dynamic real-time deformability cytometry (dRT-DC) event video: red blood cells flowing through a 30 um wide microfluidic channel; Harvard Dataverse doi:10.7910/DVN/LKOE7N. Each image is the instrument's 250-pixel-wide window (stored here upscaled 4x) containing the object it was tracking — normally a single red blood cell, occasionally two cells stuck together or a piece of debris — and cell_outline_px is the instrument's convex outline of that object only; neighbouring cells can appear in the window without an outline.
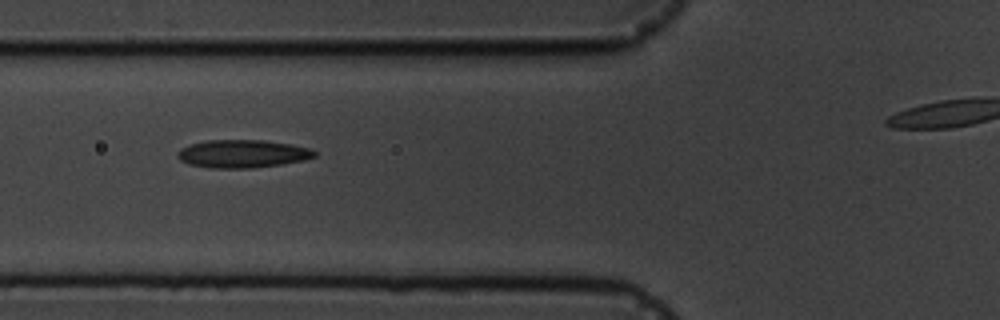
{"species": "common noctule bat (a hibernating species)", "species_latin": "Nyctalus noctula", "temperature_condition": "cold", "stored_images_in_passage": 7, "segment_of_instrument_passage": [1, 2], "camera_frame_rate_fps": 3000, "um_per_image_px": 0.085, "animal": {"sex": "male", "body_mass_g": 19.5, "forearm_length_mm": 54.6}, "frame": {"image": 1, "passage_image": 4, "time_ms": 4.333, "image_size_px": [1000, 320], "cell_outline_px": [[316, 156], [304, 160], [280, 164], [252, 168], [208, 168], [188, 164], [180, 160], [176, 156], [180, 148], [192, 144], [208, 140], [264, 140], [292, 144], [312, 148], [316, 152]], "centroid_in_image_um": [20.62, 13.07], "position_along_channel_um": 105.2, "area_um2": 22.43}}
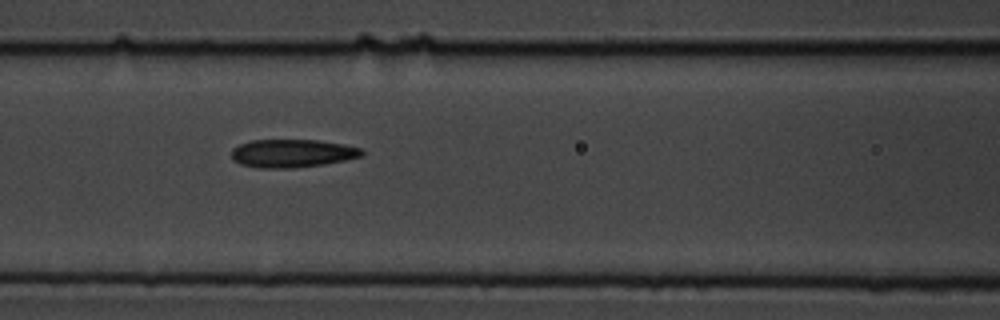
{"frame": {"image": 2, "passage_image": 5, "time_ms": 5.333, "image_size_px": [1000, 320], "cell_outline_px": [[364, 156], [324, 164], [292, 168], [256, 168], [240, 164], [232, 160], [232, 148], [240, 144], [252, 140], [316, 140], [344, 144], [360, 148], [364, 152]], "centroid_in_image_um": [24.82, 13.04], "position_along_channel_um": 141.8, "area_um2": 21.44}}
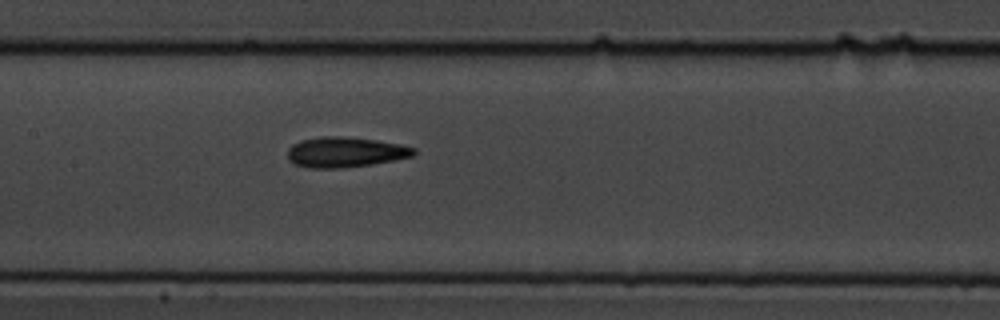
{"frame": {"image": 3, "passage_image": 6, "time_ms": 6.333, "image_size_px": [1000, 320], "cell_outline_px": [[416, 152], [412, 156], [396, 160], [372, 164], [344, 168], [308, 168], [292, 164], [288, 160], [288, 148], [292, 144], [300, 140], [320, 136], [340, 136], [376, 140], [400, 144], [416, 148]], "centroid_in_image_um": [29.31, 12.94], "position_along_channel_um": 178.1, "area_um2": 22.54}}